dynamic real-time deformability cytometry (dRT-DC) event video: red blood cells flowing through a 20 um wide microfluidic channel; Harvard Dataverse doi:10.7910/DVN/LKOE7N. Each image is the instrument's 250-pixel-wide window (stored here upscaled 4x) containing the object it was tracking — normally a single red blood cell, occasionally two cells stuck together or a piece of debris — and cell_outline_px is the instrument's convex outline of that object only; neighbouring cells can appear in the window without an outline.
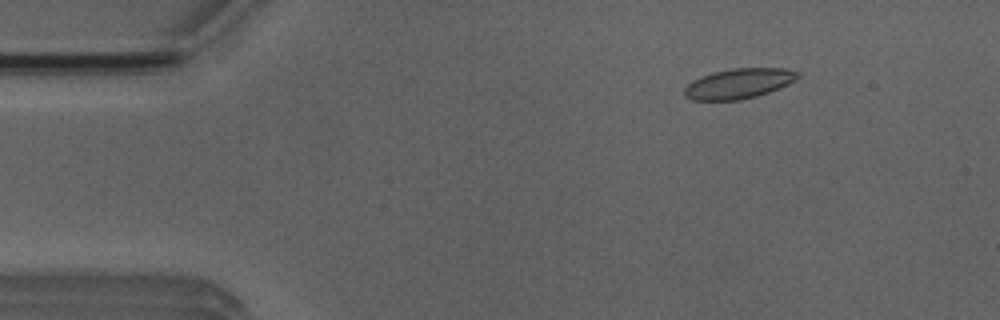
{"species": "Egyptian fruit bat (a non-hibernating species)", "species_latin": "Rousettus aegyptiacus", "temperature_condition": "room temperature", "stored_images_in_passage": 5, "camera_frame_rate_fps": 3000, "um_per_image_px": 0.085, "animal": {"sex": "male"}, "frame": {"image": 1, "passage_image": 2, "time_ms": 1.333, "image_size_px": [1000, 320], "cell_outline_px": [[800, 76], [796, 80], [780, 88], [756, 96], [740, 100], [692, 100], [684, 96], [684, 88], [692, 80], [712, 72], [732, 68], [784, 68], [800, 72]], "centroid_in_image_um": [62.8, 7.1], "position_along_channel_um": 22.2, "area_um2": 20.0}}